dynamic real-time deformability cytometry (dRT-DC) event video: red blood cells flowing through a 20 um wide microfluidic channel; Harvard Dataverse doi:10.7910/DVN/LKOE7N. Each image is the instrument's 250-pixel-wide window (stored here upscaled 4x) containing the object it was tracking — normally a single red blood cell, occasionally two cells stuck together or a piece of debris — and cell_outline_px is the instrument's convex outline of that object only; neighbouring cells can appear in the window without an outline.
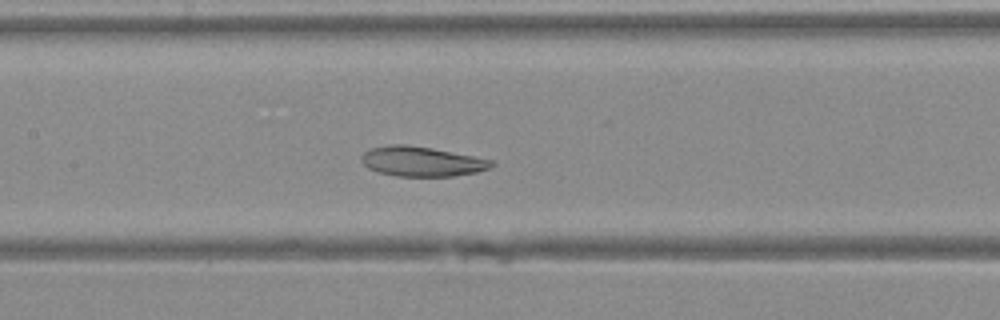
{"species": "Egyptian fruit bat (a non-hibernating species)", "species_latin": "Rousettus aegyptiacus", "temperature_condition": "warm", "stored_images_in_passage": 20, "camera_frame_rate_fps": 3000, "um_per_image_px": 0.085, "animal": {"sex": "female"}, "frame": {"image": 1, "passage_image": 17, "time_ms": 5.333, "image_size_px": [1000, 320], "cell_outline_px": [[496, 164], [488, 168], [476, 172], [452, 176], [396, 176], [380, 172], [368, 168], [360, 160], [360, 156], [364, 152], [372, 148], [388, 144], [408, 144], [432, 148], [496, 160]], "centroid_in_image_um": [35.86, 13.71], "position_along_channel_um": 171.5, "area_um2": 22.72}}
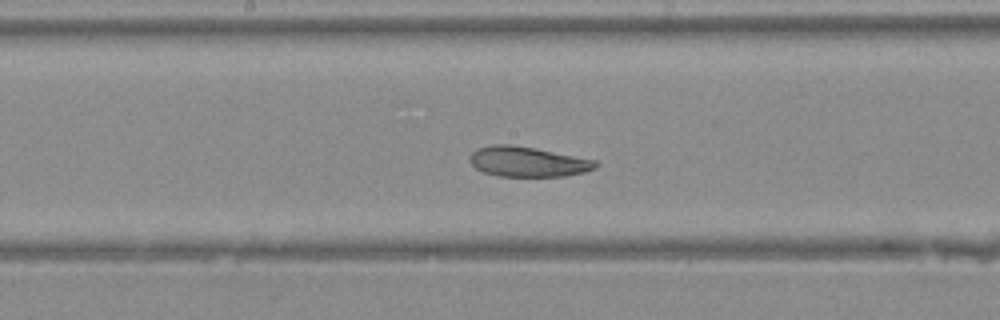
{"frame": {"image": 2, "passage_image": 19, "time_ms": 6.0, "image_size_px": [1000, 320], "cell_outline_px": [[600, 164], [596, 168], [584, 172], [564, 176], [496, 176], [484, 172], [476, 168], [468, 160], [468, 156], [476, 148], [496, 144], [512, 144], [596, 160]], "centroid_in_image_um": [44.83, 13.74], "position_along_channel_um": 203.4, "area_um2": 22.08}}